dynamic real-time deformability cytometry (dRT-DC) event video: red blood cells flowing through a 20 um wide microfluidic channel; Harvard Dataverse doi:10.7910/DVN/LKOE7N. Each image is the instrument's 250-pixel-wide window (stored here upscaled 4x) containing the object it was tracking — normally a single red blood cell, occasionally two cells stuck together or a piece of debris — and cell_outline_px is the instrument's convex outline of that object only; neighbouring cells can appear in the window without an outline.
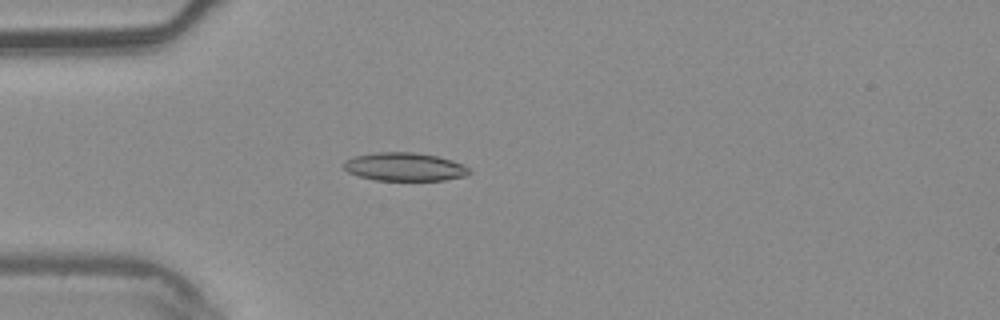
{"species": "common noctule bat (a hibernating species)", "species_latin": "Nyctalus noctula", "temperature_condition": "warm", "stored_images_in_passage": 4, "camera_frame_rate_fps": 3000, "um_per_image_px": 0.085, "animal": {"sex": "male", "body_mass_g": 20.4}, "frame": {"image": 1, "passage_image": 3, "time_ms": 0.667, "image_size_px": [1000, 320], "cell_outline_px": [[472, 172], [468, 176], [444, 180], [376, 180], [360, 176], [348, 172], [344, 168], [344, 160], [356, 156], [376, 152], [412, 152], [436, 156], [452, 160], [468, 168]], "centroid_in_image_um": [34.4, 14.18], "position_along_channel_um": 50.6, "area_um2": 20.58}}